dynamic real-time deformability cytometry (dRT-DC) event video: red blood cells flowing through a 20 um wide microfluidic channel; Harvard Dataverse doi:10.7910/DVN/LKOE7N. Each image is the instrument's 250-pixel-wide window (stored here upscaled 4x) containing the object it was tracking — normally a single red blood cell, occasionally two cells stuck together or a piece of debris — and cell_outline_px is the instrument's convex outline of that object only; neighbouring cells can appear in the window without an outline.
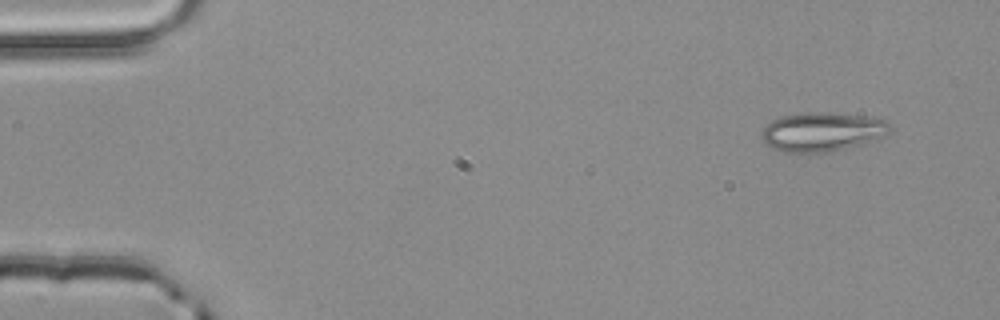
{"species": "common noctule bat (a hibernating species)", "species_latin": "Nyctalus noctula", "temperature_condition": "room temperature", "stored_images_in_passage": 3, "camera_frame_rate_fps": 3000, "um_per_image_px": 0.085, "animal": {"sex": "male", "body_mass_g": 20.4}, "frame": {"image": 1, "passage_image": 1, "time_ms": 0.0, "image_size_px": [1000, 320], "cell_outline_px": [[892, 128], [888, 136], [876, 140], [828, 152], [788, 152], [764, 144], [760, 140], [760, 132], [772, 120], [780, 116], [804, 112], [832, 112], [888, 120]], "centroid_in_image_um": [69.9, 11.19], "position_along_channel_um": 15.1, "area_um2": 29.42}}